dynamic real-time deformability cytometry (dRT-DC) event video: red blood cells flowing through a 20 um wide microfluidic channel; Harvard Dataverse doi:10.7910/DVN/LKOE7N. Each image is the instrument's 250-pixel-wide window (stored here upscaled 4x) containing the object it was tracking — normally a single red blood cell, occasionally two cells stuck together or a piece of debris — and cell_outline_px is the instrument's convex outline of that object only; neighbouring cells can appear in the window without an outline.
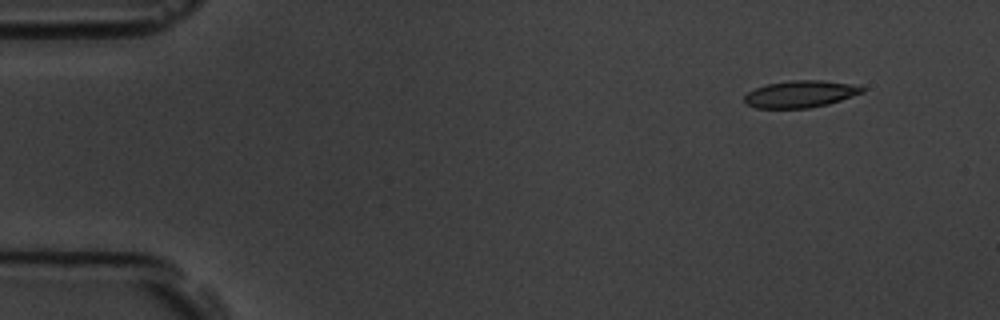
{"species": "common noctule bat (a hibernating species)", "species_latin": "Nyctalus noctula", "temperature_condition": "room temperature", "stored_images_in_passage": 5, "camera_frame_rate_fps": 3000, "um_per_image_px": 0.085, "animal": {"sex": "male", "body_mass_g": 19.5, "forearm_length_mm": 54.6}, "frame": {"image": 1, "passage_image": 2, "time_ms": 1.333, "image_size_px": [1000, 320], "cell_outline_px": [[864, 92], [828, 104], [808, 108], [756, 108], [744, 104], [744, 96], [748, 92], [764, 84], [792, 80], [824, 80], [848, 84], [864, 88]], "centroid_in_image_um": [67.96, 8.0], "position_along_channel_um": 17.0, "area_um2": 18.44}}
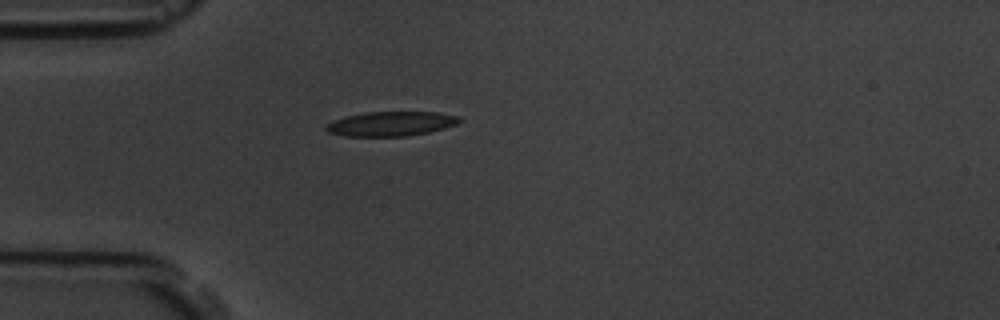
{"frame": {"image": 2, "passage_image": 5, "time_ms": 4.667, "image_size_px": [1000, 320], "cell_outline_px": [[460, 120], [456, 124], [444, 128], [428, 132], [408, 136], [344, 136], [328, 132], [324, 128], [332, 120], [364, 112], [436, 112], [456, 116]], "centroid_in_image_um": [33.19, 10.52], "position_along_channel_um": 51.8, "area_um2": 18.84}}